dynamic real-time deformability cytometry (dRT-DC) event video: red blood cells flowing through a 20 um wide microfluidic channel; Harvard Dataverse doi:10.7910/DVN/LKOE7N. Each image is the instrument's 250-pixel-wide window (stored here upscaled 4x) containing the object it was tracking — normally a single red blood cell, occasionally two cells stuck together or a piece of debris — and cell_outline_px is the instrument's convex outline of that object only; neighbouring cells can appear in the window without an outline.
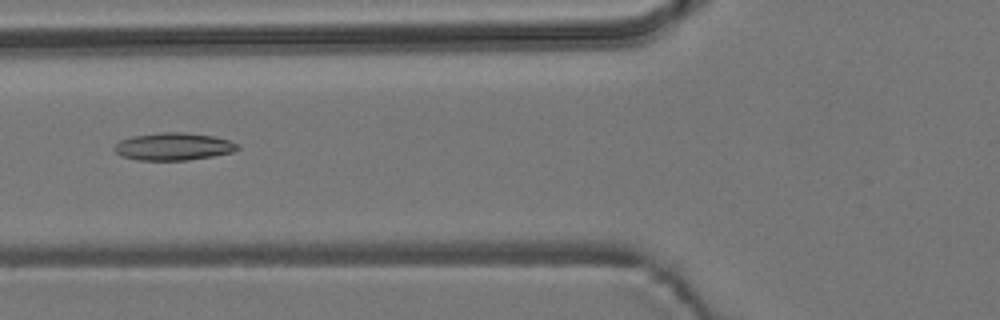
{"species": "common noctule bat (a hibernating species)", "species_latin": "Nyctalus noctula", "temperature_condition": "room temperature", "stored_images_in_passage": 8, "camera_frame_rate_fps": 3000, "um_per_image_px": 0.085, "animal": {"sex": "male", "body_mass_g": 19.2, "forearm_length_mm": 51.8}, "frame": {"image": 1, "passage_image": 5, "time_ms": 5.333, "image_size_px": [1000, 320], "cell_outline_px": [[240, 148], [232, 152], [212, 156], [188, 160], [140, 160], [120, 156], [112, 148], [120, 140], [132, 136], [160, 132], [184, 132], [212, 136], [228, 140], [240, 144]], "centroid_in_image_um": [14.73, 12.45], "position_along_channel_um": 111.1, "area_um2": 19.77}}
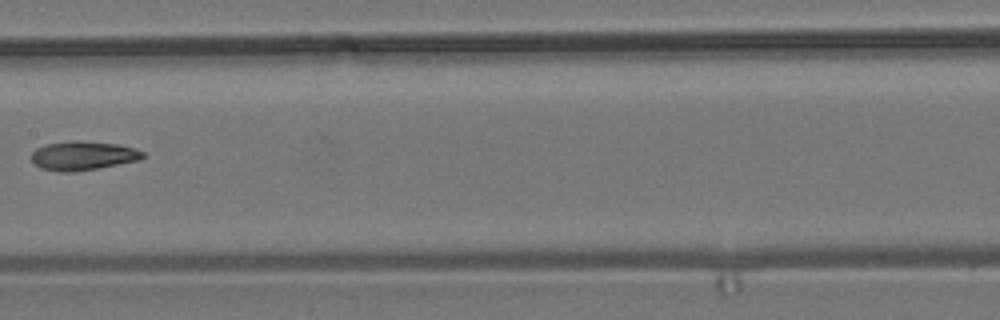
{"frame": {"image": 2, "passage_image": 7, "time_ms": 7.667, "image_size_px": [1000, 320], "cell_outline_px": [[144, 156], [140, 160], [96, 168], [72, 172], [60, 172], [40, 168], [32, 164], [32, 152], [36, 148], [48, 144], [72, 140], [76, 140], [116, 144], [136, 148], [144, 152]], "centroid_in_image_um": [7.03, 13.23], "position_along_channel_um": 200.4, "area_um2": 18.79}}
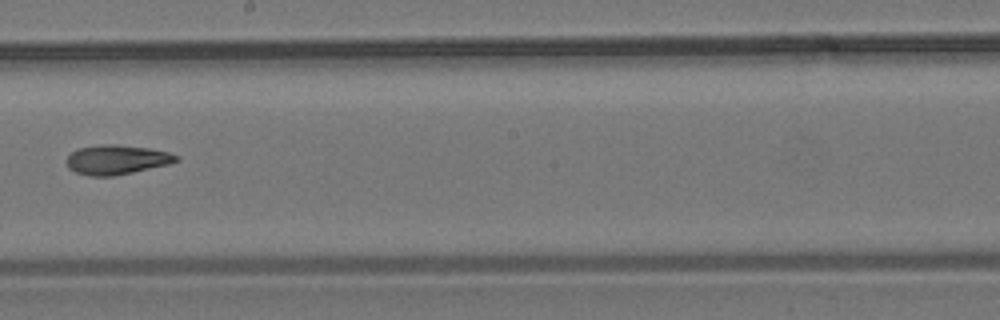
{"frame": {"image": 3, "passage_image": 8, "time_ms": 8.667, "image_size_px": [1000, 320], "cell_outline_px": [[180, 160], [168, 164], [132, 172], [112, 176], [88, 176], [76, 172], [68, 168], [68, 156], [76, 148], [100, 144], [116, 144], [148, 148], [168, 152], [180, 156]], "centroid_in_image_um": [9.92, 13.56], "position_along_channel_um": 238.3, "area_um2": 18.79}}